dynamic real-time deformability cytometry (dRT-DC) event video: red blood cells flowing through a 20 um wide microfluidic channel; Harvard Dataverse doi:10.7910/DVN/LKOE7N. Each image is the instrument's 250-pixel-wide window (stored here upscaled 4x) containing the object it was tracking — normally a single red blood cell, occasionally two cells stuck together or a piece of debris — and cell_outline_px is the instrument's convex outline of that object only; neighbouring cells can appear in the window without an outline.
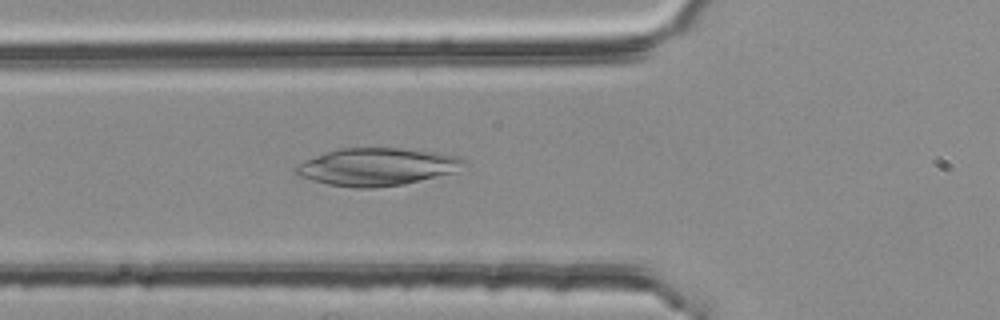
{"species": "common noctule bat (a hibernating species)", "species_latin": "Nyctalus noctula", "temperature_condition": "room temperature", "stored_images_in_passage": 38, "camera_frame_rate_fps": 3000, "um_per_image_px": 0.085, "animal": {"sex": "female", "body_mass_g": 25.1}, "frame": {"image": 1, "passage_image": 4, "time_ms": 1.0, "image_size_px": [1000, 320], "cell_outline_px": [[468, 164], [456, 172], [404, 184], [372, 188], [356, 188], [328, 184], [312, 180], [300, 176], [292, 172], [292, 168], [304, 160], [340, 148], [396, 148], [440, 152], [460, 156], [468, 160]], "centroid_in_image_um": [32.1, 14.17], "position_along_channel_um": 93.7, "area_um2": 37.11}}
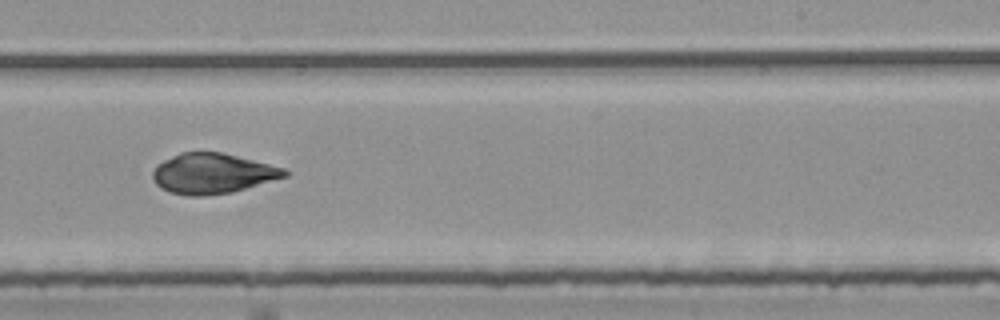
{"frame": {"image": 2, "passage_image": 18, "time_ms": 5.667, "image_size_px": [1000, 320], "cell_outline_px": [[288, 176], [232, 192], [204, 196], [188, 196], [168, 192], [160, 188], [152, 180], [152, 172], [156, 164], [180, 152], [220, 152], [284, 168], [288, 172]], "centroid_in_image_um": [18.01, 14.76], "position_along_channel_um": 271.0, "area_um2": 30.92}}
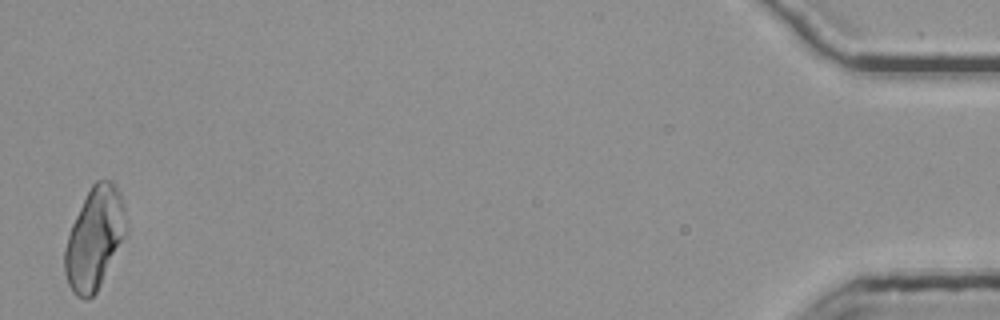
{"frame": {"image": 3, "passage_image": 38, "time_ms": 12.333, "image_size_px": [1000, 320], "cell_outline_px": [[128, 232], [96, 292], [88, 300], [84, 300], [76, 296], [72, 292], [68, 284], [64, 272], [64, 248], [72, 224], [92, 184], [96, 180], [112, 180], [116, 184], [120, 192], [124, 208], [128, 228]], "centroid_in_image_um": [8.05, 20.28], "position_along_channel_um": 427.2, "area_um2": 36.47}}